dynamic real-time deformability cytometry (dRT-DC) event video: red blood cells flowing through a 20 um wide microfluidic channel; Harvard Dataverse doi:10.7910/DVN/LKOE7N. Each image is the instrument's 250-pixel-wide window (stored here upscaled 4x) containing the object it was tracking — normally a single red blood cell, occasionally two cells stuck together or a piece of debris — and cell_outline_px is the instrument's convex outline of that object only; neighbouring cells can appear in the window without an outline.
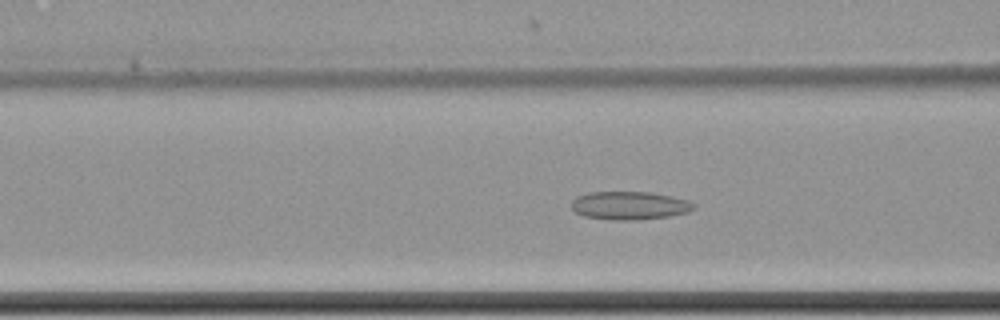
{"species": "common noctule bat (a hibernating species)", "species_latin": "Nyctalus noctula", "temperature_condition": "cold", "stored_images_in_passage": 57, "camera_frame_rate_fps": 3000, "um_per_image_px": 0.085, "animal": {"sex": "female", "body_mass_g": 22.7, "forearm_length_mm": 54.2}, "frame": {"image": 1, "passage_image": 22, "time_ms": 7.0, "image_size_px": [1000, 320], "cell_outline_px": [[696, 208], [688, 212], [668, 216], [628, 220], [612, 220], [584, 216], [576, 212], [572, 208], [572, 200], [576, 196], [588, 192], [648, 192], [672, 196], [688, 200], [696, 204]], "centroid_in_image_um": [53.51, 17.46], "position_along_channel_um": 113.1, "area_um2": 20.06}}
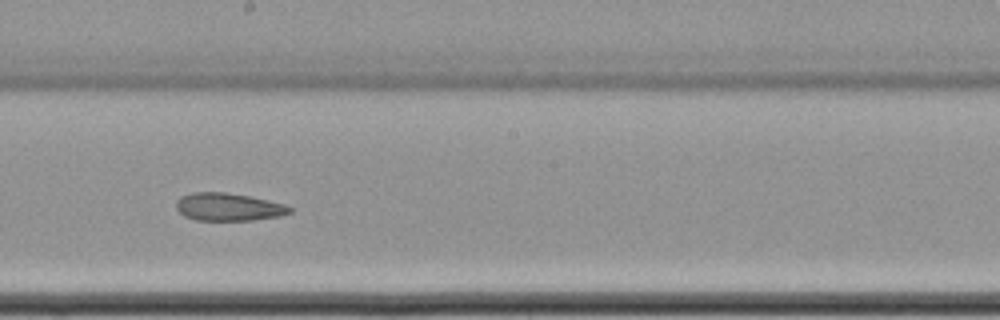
{"frame": {"image": 2, "passage_image": 32, "time_ms": 10.333, "image_size_px": [1000, 320], "cell_outline_px": [[292, 212], [280, 216], [252, 220], [196, 220], [184, 216], [176, 208], [176, 200], [180, 196], [192, 192], [224, 192], [248, 196], [288, 204], [292, 208]], "centroid_in_image_um": [19.42, 17.58], "position_along_channel_um": 228.8, "area_um2": 18.5}}
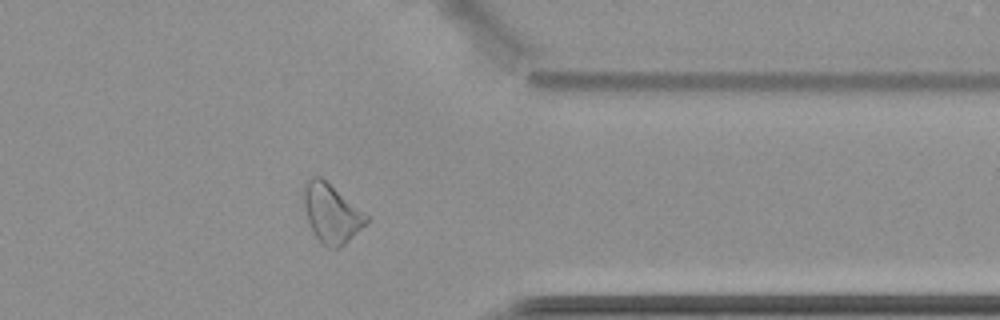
{"frame": {"image": 3, "passage_image": 46, "time_ms": 15.0, "image_size_px": [1000, 320], "cell_outline_px": [[368, 224], [340, 248], [328, 248], [320, 244], [308, 220], [300, 196], [304, 180], [312, 176], [320, 176], [368, 216]], "centroid_in_image_um": [28.12, 18.13], "position_along_channel_um": 383.3, "area_um2": 21.73}, "authors_computed_cell_mechanics": {"area_um2": 21.6172, "velocity_mm_per_s": 3.4668, "shape_relaxation_time_tau1_ms": null, "shape_relaxation_time_tau2_ms": 7.2807, "deformation_change_tau1": null, "deformation_change_tau2": 0.1297}}